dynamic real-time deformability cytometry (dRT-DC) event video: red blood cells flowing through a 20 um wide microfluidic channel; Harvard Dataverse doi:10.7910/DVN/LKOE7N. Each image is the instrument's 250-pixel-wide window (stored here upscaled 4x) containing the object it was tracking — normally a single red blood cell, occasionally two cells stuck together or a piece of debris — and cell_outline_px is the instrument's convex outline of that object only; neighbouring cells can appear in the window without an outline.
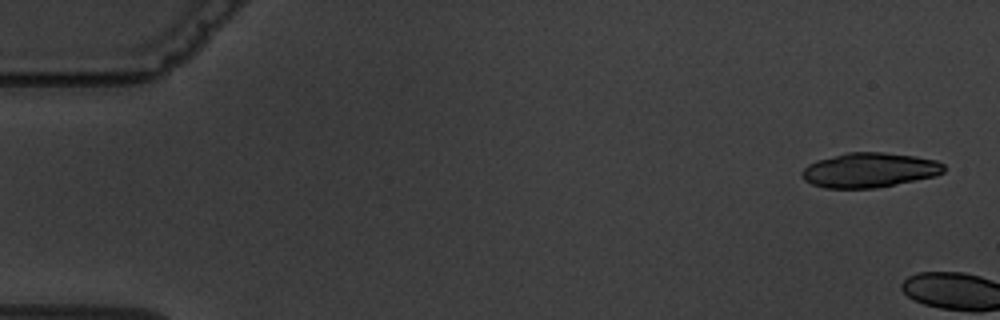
{"species": "common noctule bat (a hibernating species)", "species_latin": "Nyctalus noctula", "temperature_condition": "warm", "stored_images_in_passage": 2, "camera_frame_rate_fps": 3000, "um_per_image_px": 0.085, "animal": {"sex": "male", "body_mass_g": 19.5, "forearm_length_mm": 54.6}, "frame": {"image": 1, "passage_image": 1, "time_ms": 0.0, "image_size_px": [1000, 320], "cell_outline_px": [[944, 172], [936, 176], [876, 188], [824, 188], [812, 184], [804, 180], [800, 176], [800, 172], [808, 164], [816, 160], [848, 152], [884, 152], [916, 156], [936, 160], [944, 164]], "centroid_in_image_um": [73.88, 14.46], "position_along_channel_um": 11.1, "area_um2": 28.9}}